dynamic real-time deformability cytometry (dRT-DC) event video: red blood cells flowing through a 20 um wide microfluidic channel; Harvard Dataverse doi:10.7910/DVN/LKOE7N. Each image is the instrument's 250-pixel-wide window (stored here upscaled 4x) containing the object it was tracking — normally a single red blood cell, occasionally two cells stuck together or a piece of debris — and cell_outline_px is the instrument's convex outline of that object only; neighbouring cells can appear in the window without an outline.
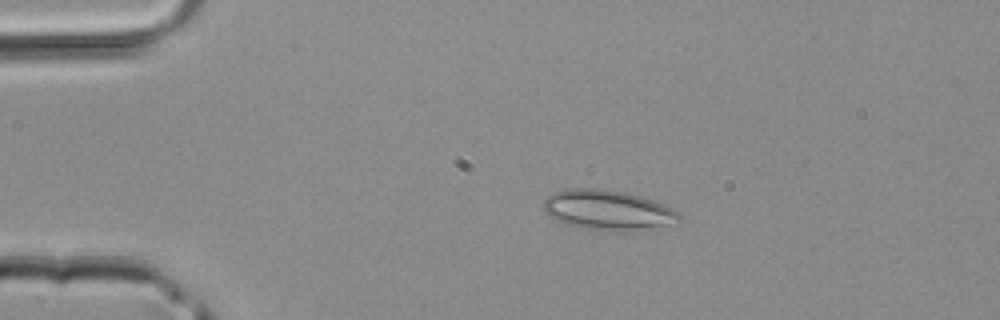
{"species": "common noctule bat (a hibernating species)", "species_latin": "Nyctalus noctula", "temperature_condition": "room temperature", "stored_images_in_passage": 44, "camera_frame_rate_fps": 3000, "um_per_image_px": 0.085, "animal": {"sex": "male", "body_mass_g": 20.4}, "frame": {"image": 1, "passage_image": 8, "time_ms": 2.333, "image_size_px": [1000, 320], "cell_outline_px": [[680, 220], [668, 224], [636, 228], [580, 228], [556, 220], [544, 212], [544, 200], [552, 192], [564, 188], [600, 188], [624, 192], [640, 196], [652, 200], [672, 208], [680, 216]], "centroid_in_image_um": [51.55, 17.78], "position_along_channel_um": 33.4, "area_um2": 30.35}}
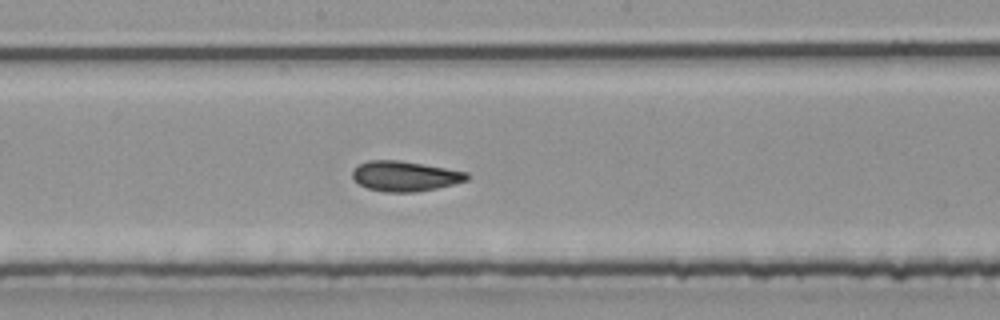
{"frame": {"image": 2, "passage_image": 23, "time_ms": 7.333, "image_size_px": [1000, 320], "cell_outline_px": [[468, 180], [436, 188], [412, 192], [384, 192], [368, 188], [360, 184], [352, 176], [352, 172], [360, 164], [368, 160], [400, 160], [468, 172]], "centroid_in_image_um": [34.42, 14.96], "position_along_channel_um": 213.8, "area_um2": 19.83}}
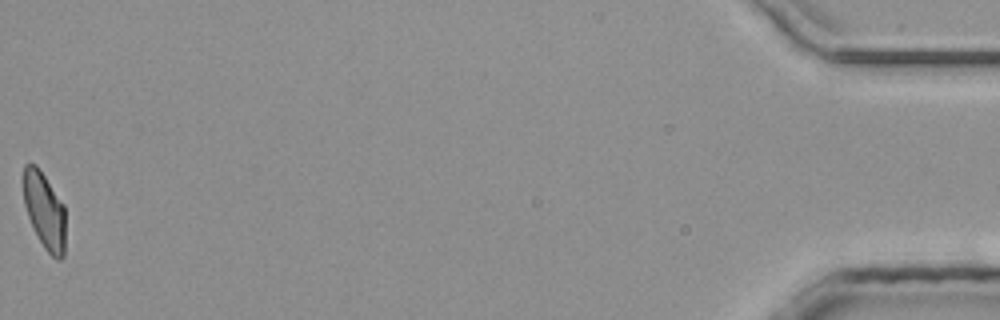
{"frame": {"image": 3, "passage_image": 44, "time_ms": 14.333, "image_size_px": [1000, 320], "cell_outline_px": [[64, 256], [60, 260], [56, 260], [44, 248], [32, 228], [24, 204], [20, 180], [24, 164], [36, 164], [64, 204]], "centroid_in_image_um": [3.72, 17.86], "position_along_channel_um": 431.5, "area_um2": 19.25}}